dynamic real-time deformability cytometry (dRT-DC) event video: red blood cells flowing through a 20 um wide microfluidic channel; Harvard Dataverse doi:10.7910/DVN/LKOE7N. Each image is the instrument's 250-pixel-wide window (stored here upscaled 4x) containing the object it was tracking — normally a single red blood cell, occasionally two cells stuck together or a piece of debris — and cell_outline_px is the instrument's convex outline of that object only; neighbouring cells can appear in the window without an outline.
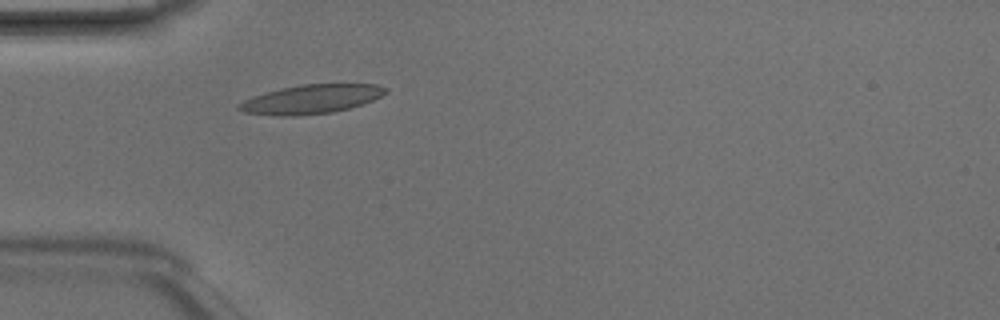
{"species": "Egyptian fruit bat (a non-hibernating species)", "species_latin": "Rousettus aegyptiacus", "temperature_condition": "room temperature", "stored_images_in_passage": 3, "camera_frame_rate_fps": 3000, "um_per_image_px": 0.085, "animal": {"sex": "male"}, "frame": {"image": 1, "passage_image": 3, "time_ms": 0.667, "image_size_px": [1000, 320], "cell_outline_px": [[388, 92], [372, 100], [348, 108], [332, 112], [296, 116], [272, 116], [244, 112], [236, 108], [236, 104], [252, 96], [280, 88], [304, 84], [376, 84], [388, 88]], "centroid_in_image_um": [26.4, 8.43], "position_along_channel_um": 58.6, "area_um2": 24.8}}